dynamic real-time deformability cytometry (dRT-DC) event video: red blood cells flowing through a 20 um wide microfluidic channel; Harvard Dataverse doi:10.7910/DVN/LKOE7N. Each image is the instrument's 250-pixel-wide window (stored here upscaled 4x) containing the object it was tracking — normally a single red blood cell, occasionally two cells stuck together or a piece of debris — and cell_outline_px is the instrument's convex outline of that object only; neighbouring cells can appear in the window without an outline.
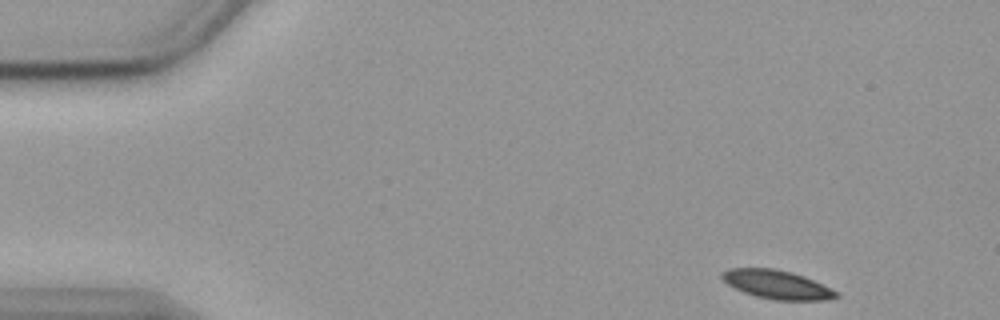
{"species": "common noctule bat (a hibernating species)", "species_latin": "Nyctalus noctula", "temperature_condition": "cold", "stored_images_in_passage": 53, "segment_of_instrument_passage": [1, 2], "camera_frame_rate_fps": 3000, "um_per_image_px": 0.085, "animal": {"sex": "female", "body_mass_g": 19.9}, "frame": {"image": 1, "passage_image": 1, "time_ms": 0.0, "image_size_px": [1000, 320], "cell_outline_px": [[840, 296], [828, 300], [776, 300], [756, 296], [744, 292], [728, 284], [720, 276], [720, 272], [728, 268], [772, 268], [792, 272], [804, 276], [840, 292]], "centroid_in_image_um": [66.06, 24.18], "position_along_channel_um": 18.9, "area_um2": 19.13}}
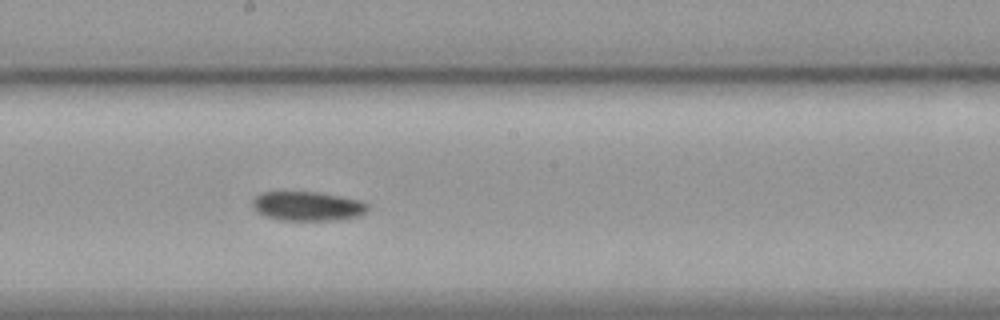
{"frame": {"image": 2, "passage_image": 26, "time_ms": 8.333, "image_size_px": [1000, 320], "cell_outline_px": [[368, 212], [360, 216], [336, 220], [280, 220], [264, 216], [256, 212], [252, 204], [252, 200], [260, 192], [320, 192], [360, 200], [368, 204]], "centroid_in_image_um": [26.14, 17.52], "position_along_channel_um": 222.1, "area_um2": 19.88}}
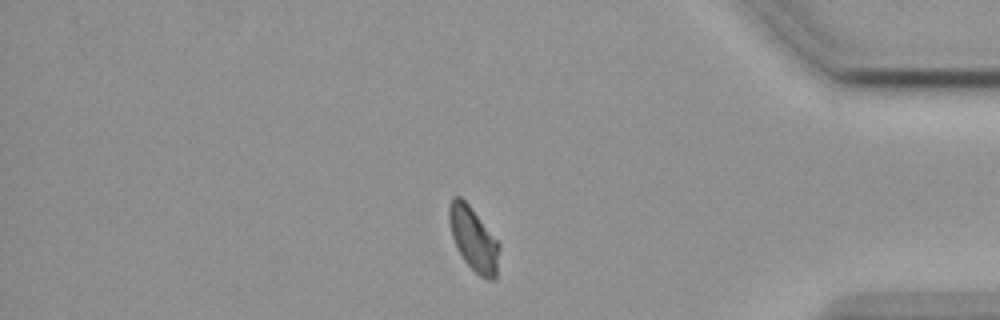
{"frame": {"image": 3, "passage_image": 43, "time_ms": 14.0, "image_size_px": [1000, 320], "cell_outline_px": [[500, 248], [496, 276], [492, 280], [488, 280], [480, 276], [464, 260], [456, 248], [452, 236], [448, 220], [448, 204], [452, 196], [460, 196], [468, 204], [500, 244]], "centroid_in_image_um": [40.22, 20.3], "position_along_channel_um": 395.0, "area_um2": 18.55}}